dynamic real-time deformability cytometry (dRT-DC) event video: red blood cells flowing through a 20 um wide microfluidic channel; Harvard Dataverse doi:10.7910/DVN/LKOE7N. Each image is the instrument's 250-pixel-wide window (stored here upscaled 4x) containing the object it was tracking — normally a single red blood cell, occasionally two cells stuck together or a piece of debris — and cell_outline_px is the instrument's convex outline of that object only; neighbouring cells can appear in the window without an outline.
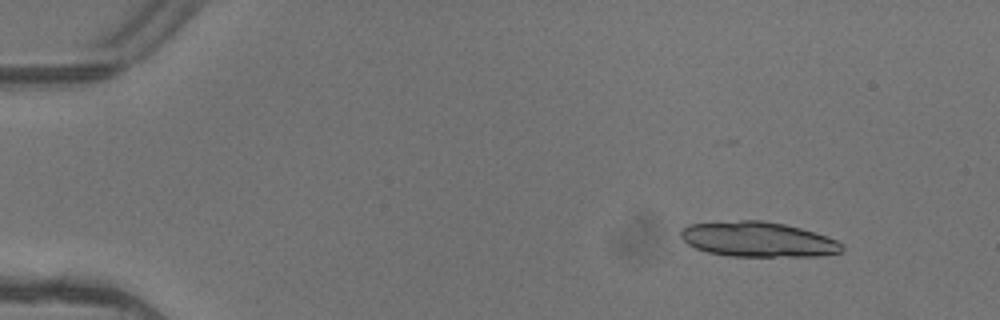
{"species": "common noctule bat (a hibernating species)", "species_latin": "Nyctalus noctula", "temperature_condition": "warm", "stored_images_in_passage": 6, "segment_of_instrument_passage": [1, 2], "camera_frame_rate_fps": 3000, "um_per_image_px": 0.085, "animal": {"sex": "female"}, "frame": {"image": 1, "passage_image": 1, "time_ms": 0.0, "image_size_px": [1000, 320], "cell_outline_px": [[844, 248], [840, 252], [820, 256], [728, 256], [708, 252], [696, 248], [688, 244], [680, 236], [680, 228], [688, 224], [740, 220], [760, 220], [784, 224], [800, 228], [836, 240], [844, 244]], "centroid_in_image_um": [64.39, 20.35], "position_along_channel_um": 20.6, "area_um2": 32.83}}